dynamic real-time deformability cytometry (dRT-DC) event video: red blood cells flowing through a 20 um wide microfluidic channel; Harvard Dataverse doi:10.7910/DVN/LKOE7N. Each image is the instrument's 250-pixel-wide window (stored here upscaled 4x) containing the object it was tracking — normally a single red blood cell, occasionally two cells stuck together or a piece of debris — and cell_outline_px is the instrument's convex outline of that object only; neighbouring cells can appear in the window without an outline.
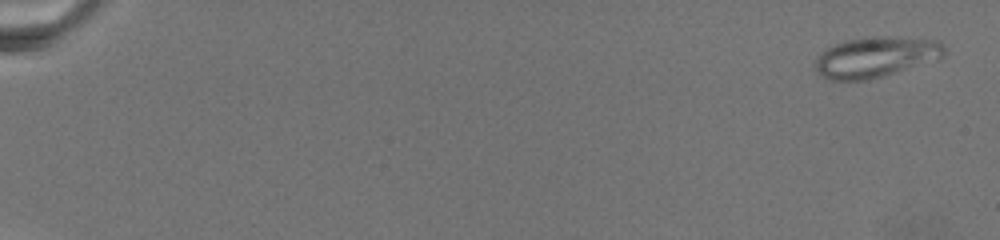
{"species": "common noctule bat (a hibernating species)", "species_latin": "Nyctalus noctula", "temperature_condition": "warm", "stored_images_in_passage": 16, "camera_frame_rate_fps": 3000, "um_per_image_px": 0.085, "animal": {"sex": "female", "body_mass_g": 19.5, "forearm_length_mm": 54.1}, "frame": {"image": 1, "passage_image": 1, "time_ms": 0.0, "image_size_px": [1000, 240], "cell_outline_px": [[944, 56], [868, 80], [828, 80], [820, 76], [816, 68], [816, 56], [828, 48], [836, 44], [848, 40], [876, 36], [888, 36], [940, 40], [944, 44]], "centroid_in_image_um": [74.41, 4.84], "position_along_channel_um": 10.6, "area_um2": 29.94}}
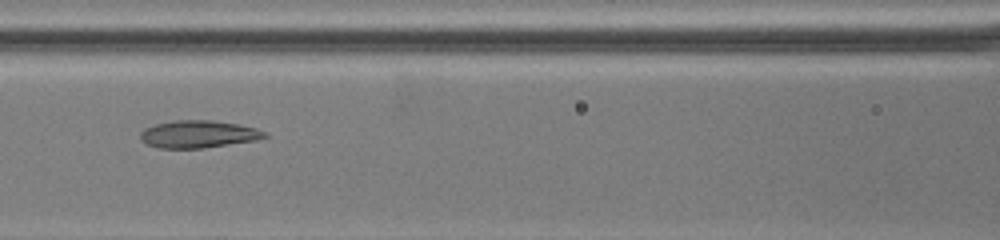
{"frame": {"image": 2, "passage_image": 14, "time_ms": 12.0, "image_size_px": [1000, 240], "cell_outline_px": [[268, 136], [256, 140], [204, 148], [156, 148], [140, 140], [140, 132], [144, 128], [156, 124], [172, 120], [212, 120], [240, 124], [256, 128], [268, 132]], "centroid_in_image_um": [16.87, 11.4], "position_along_channel_um": 149.7, "area_um2": 20.06}}
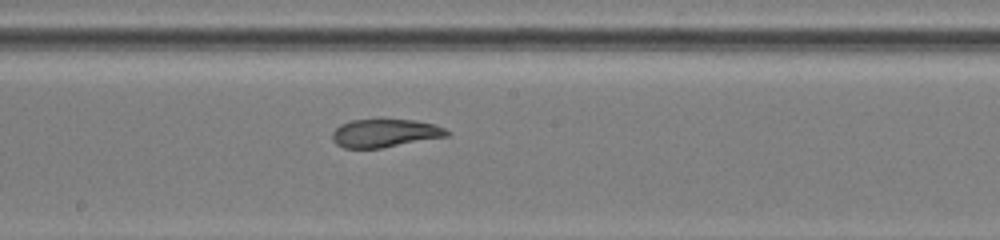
{"frame": {"image": 3, "passage_image": 16, "time_ms": 14.333, "image_size_px": [1000, 240], "cell_outline_px": [[452, 132], [448, 136], [380, 148], [344, 148], [336, 144], [332, 140], [332, 132], [340, 124], [352, 120], [380, 116], [416, 120], [436, 124]], "centroid_in_image_um": [32.72, 11.26], "position_along_channel_um": 215.5, "area_um2": 19.71}}